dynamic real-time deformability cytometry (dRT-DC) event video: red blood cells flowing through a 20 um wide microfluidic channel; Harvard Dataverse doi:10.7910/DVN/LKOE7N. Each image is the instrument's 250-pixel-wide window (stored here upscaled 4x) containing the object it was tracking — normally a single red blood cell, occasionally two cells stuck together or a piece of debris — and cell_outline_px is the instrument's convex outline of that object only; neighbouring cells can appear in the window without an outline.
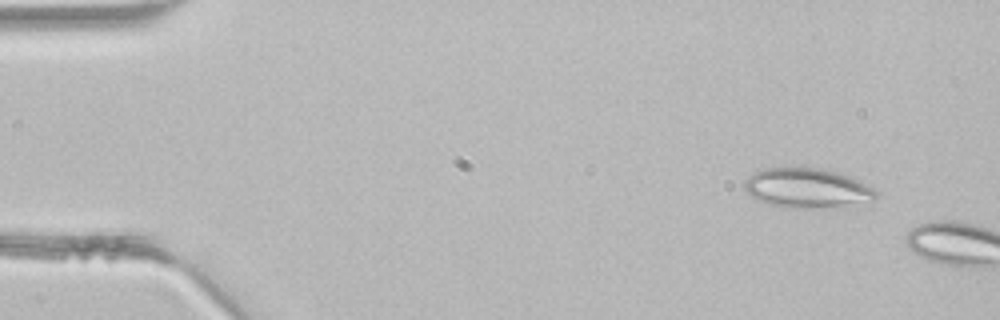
{"species": "common noctule bat (a hibernating species)", "species_latin": "Nyctalus noctula", "temperature_condition": "room temperature", "stored_images_in_passage": 2, "camera_frame_rate_fps": 3000, "um_per_image_px": 0.085, "animal": {"sex": "male", "body_mass_g": 21.5, "forearm_length_mm": 52.0}, "frame": {"image": 1, "passage_image": 1, "time_ms": 0.0, "image_size_px": [1000, 320], "cell_outline_px": [[876, 200], [820, 208], [792, 208], [768, 204], [756, 200], [744, 188], [744, 180], [752, 172], [768, 168], [820, 168], [836, 172], [860, 180], [872, 188], [876, 192]], "centroid_in_image_um": [68.56, 15.98], "position_along_channel_um": 16.4, "area_um2": 30.11}}